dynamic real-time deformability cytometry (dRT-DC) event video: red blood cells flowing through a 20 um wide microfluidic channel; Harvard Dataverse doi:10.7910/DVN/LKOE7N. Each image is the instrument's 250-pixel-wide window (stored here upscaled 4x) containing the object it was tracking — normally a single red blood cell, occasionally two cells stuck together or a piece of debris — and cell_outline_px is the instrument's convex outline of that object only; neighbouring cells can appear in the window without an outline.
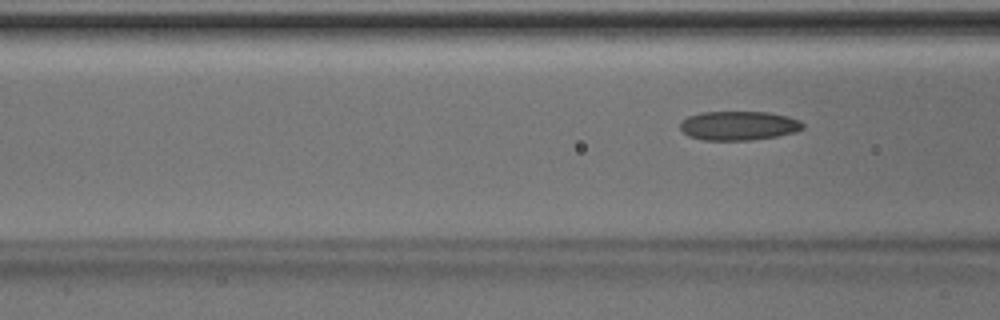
{"species": "Egyptian fruit bat (a non-hibernating species)", "species_latin": "Rousettus aegyptiacus", "temperature_condition": "room temperature", "stored_images_in_passage": 5, "camera_frame_rate_fps": 3000, "um_per_image_px": 0.085, "animal": {"sex": "male"}, "frame": {"image": 1, "passage_image": 5, "time_ms": 1.333, "image_size_px": [1000, 320], "cell_outline_px": [[804, 128], [796, 132], [776, 136], [752, 140], [704, 140], [688, 136], [680, 128], [680, 124], [688, 116], [700, 112], [768, 112], [788, 116], [800, 120], [804, 124]], "centroid_in_image_um": [62.81, 10.68], "position_along_channel_um": 103.8, "area_um2": 20.87}}